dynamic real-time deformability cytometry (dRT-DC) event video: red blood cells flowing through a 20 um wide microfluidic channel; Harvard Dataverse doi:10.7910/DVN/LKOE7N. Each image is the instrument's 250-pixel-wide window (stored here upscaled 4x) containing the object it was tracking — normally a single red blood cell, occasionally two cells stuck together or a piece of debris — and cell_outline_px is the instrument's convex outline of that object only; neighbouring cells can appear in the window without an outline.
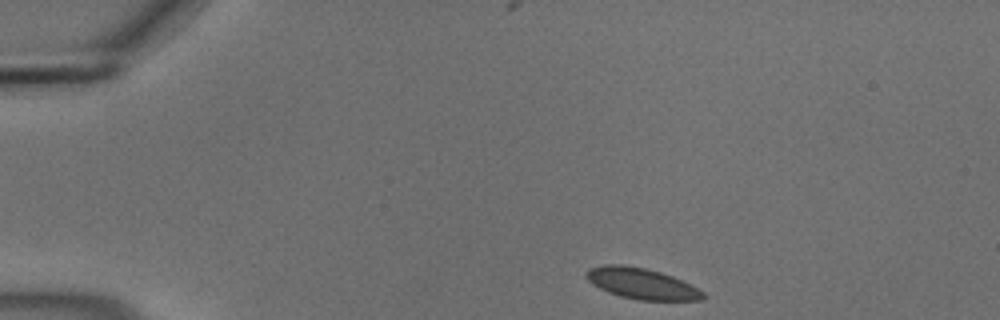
{"species": "common noctule bat (a hibernating species)", "species_latin": "Nyctalus noctula", "temperature_condition": "cold", "stored_images_in_passage": 47, "camera_frame_rate_fps": 3000, "um_per_image_px": 0.085, "animal": {"sex": "male", "body_mass_g": 18.8}, "frame": {"image": 1, "passage_image": 1, "time_ms": 0.0, "image_size_px": [1000, 320], "cell_outline_px": [[708, 296], [704, 300], [640, 300], [620, 296], [608, 292], [592, 284], [584, 276], [584, 272], [588, 268], [604, 264], [620, 264], [644, 268], [660, 272], [672, 276], [704, 292]], "centroid_in_image_um": [54.5, 24.1], "position_along_channel_um": 30.5, "area_um2": 21.04}}
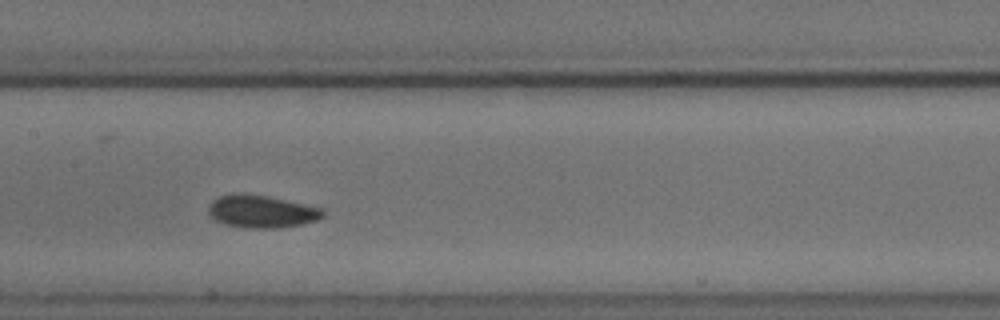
{"frame": {"image": 2, "passage_image": 19, "time_ms": 6.0, "image_size_px": [1000, 320], "cell_outline_px": [[324, 216], [316, 220], [304, 224], [280, 228], [244, 228], [224, 224], [216, 220], [208, 212], [208, 208], [212, 200], [220, 196], [244, 192], [268, 196], [324, 208]], "centroid_in_image_um": [22.25, 17.97], "position_along_channel_um": 185.1, "area_um2": 21.96}}
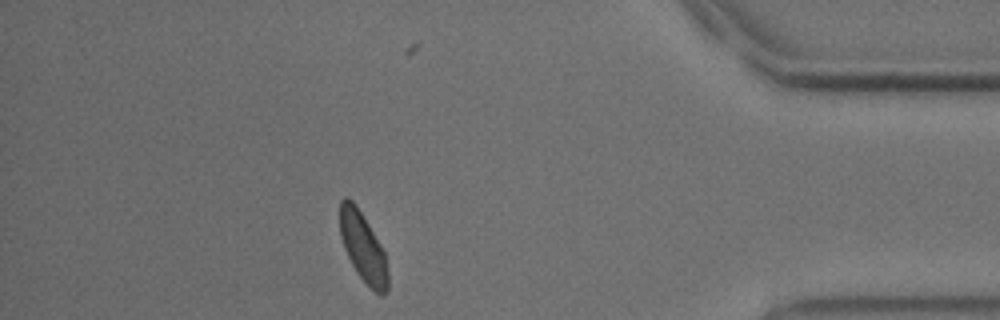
{"frame": {"image": 3, "passage_image": 40, "time_ms": 13.0, "image_size_px": [1000, 320], "cell_outline_px": [[388, 288], [380, 296], [356, 272], [344, 248], [340, 236], [340, 200], [344, 196], [348, 196], [356, 204], [380, 244], [384, 252], [388, 272]], "centroid_in_image_um": [30.84, 20.97], "position_along_channel_um": 404.4, "area_um2": 19.13}, "authors_computed_cell_mechanics": {"area_um2": 20.4612, "velocity_mm_per_s": 3.6662, "shape_relaxation_time_tau1_ms": 2.0065, "shape_relaxation_time_tau2_ms": null, "deformation_change_tau1": 0.0623, "deformation_change_tau2": null}}